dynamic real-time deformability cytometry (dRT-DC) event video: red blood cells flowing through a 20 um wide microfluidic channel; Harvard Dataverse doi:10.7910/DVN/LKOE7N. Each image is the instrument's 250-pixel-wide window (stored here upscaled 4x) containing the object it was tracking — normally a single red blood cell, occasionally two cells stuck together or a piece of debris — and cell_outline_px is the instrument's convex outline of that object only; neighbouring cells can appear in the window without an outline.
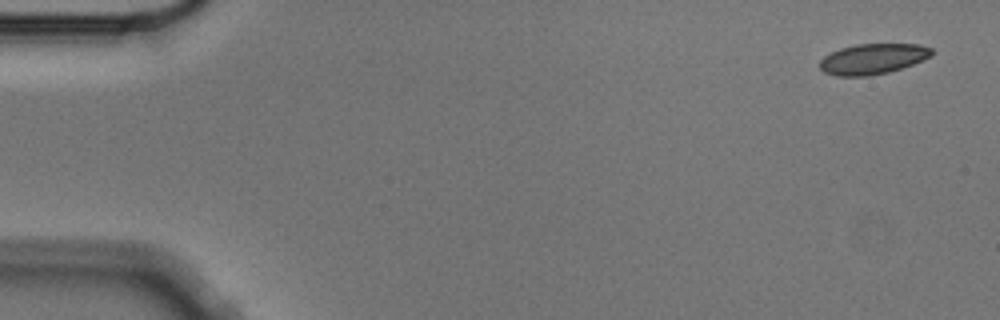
{"species": "Egyptian fruit bat (a non-hibernating species)", "species_latin": "Rousettus aegyptiacus", "temperature_condition": "cold", "stored_images_in_passage": 4, "camera_frame_rate_fps": 3000, "um_per_image_px": 0.085, "animal": {"sex": "male"}, "frame": {"image": 1, "passage_image": 1, "time_ms": 0.0, "image_size_px": [1000, 320], "cell_outline_px": [[936, 52], [932, 56], [912, 64], [888, 72], [868, 76], [836, 76], [824, 72], [820, 68], [820, 60], [824, 56], [840, 48], [856, 44], [920, 44], [932, 48]], "centroid_in_image_um": [74.21, 5.0], "position_along_channel_um": 10.8, "area_um2": 19.94}}
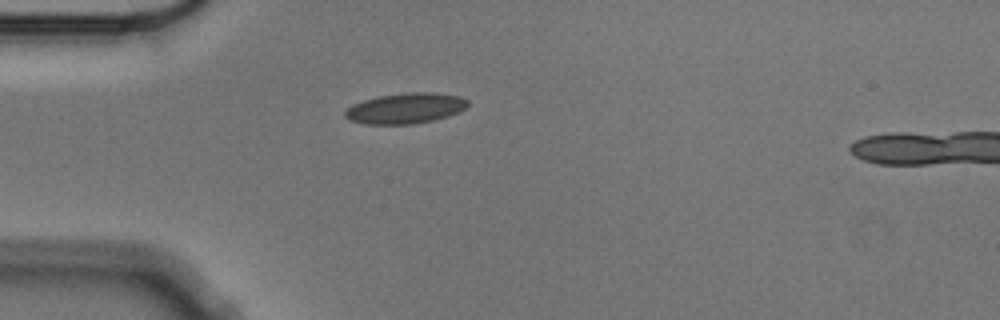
{"frame": {"image": 2, "passage_image": 4, "time_ms": 1.0, "image_size_px": [1000, 320], "cell_outline_px": [[468, 104], [464, 108], [448, 116], [432, 120], [412, 124], [364, 124], [348, 120], [344, 116], [344, 112], [352, 104], [364, 100], [380, 96], [412, 92], [432, 92], [460, 96], [468, 100]], "centroid_in_image_um": [34.43, 9.21], "position_along_channel_um": 50.6, "area_um2": 21.68}}